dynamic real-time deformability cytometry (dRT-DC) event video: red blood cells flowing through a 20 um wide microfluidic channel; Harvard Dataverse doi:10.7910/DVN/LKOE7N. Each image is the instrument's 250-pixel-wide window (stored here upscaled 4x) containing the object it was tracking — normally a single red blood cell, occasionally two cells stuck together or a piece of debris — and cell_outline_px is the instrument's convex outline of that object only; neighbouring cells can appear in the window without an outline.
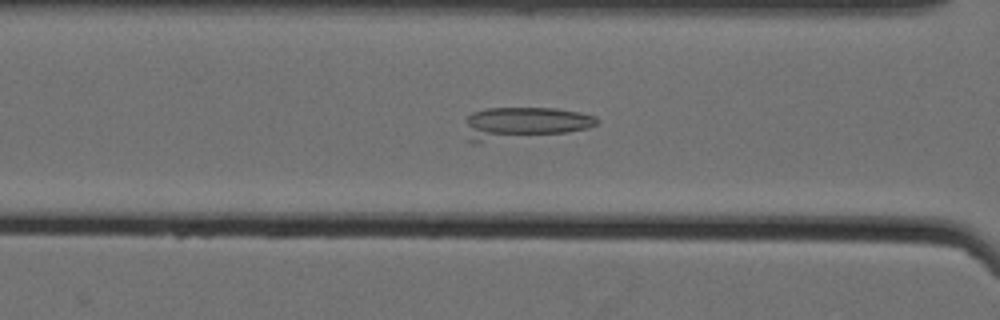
{"species": "Egyptian fruit bat (a non-hibernating species)", "species_latin": "Rousettus aegyptiacus", "temperature_condition": "cold", "stored_images_in_passage": 35, "camera_frame_rate_fps": 3000, "um_per_image_px": 0.085, "animal": {"sex": "female"}, "frame": {"image": 1, "passage_image": 8, "time_ms": 2.333, "image_size_px": [1000, 320], "cell_outline_px": [[600, 120], [596, 124], [588, 128], [568, 132], [480, 144], [472, 144], [468, 140], [464, 120], [472, 112], [484, 108], [556, 108], [580, 112], [596, 116]], "centroid_in_image_um": [44.46, 10.49], "position_along_channel_um": 122.1, "area_um2": 25.43}}
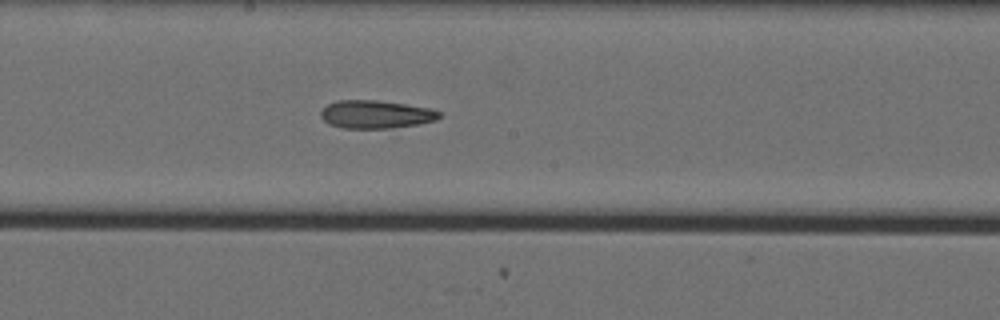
{"frame": {"image": 2, "passage_image": 16, "time_ms": 5.0, "image_size_px": [1000, 320], "cell_outline_px": [[440, 116], [436, 120], [416, 124], [388, 128], [344, 128], [328, 124], [320, 116], [320, 112], [328, 104], [336, 100], [376, 100], [404, 104], [428, 108], [440, 112]], "centroid_in_image_um": [31.89, 9.71], "position_along_channel_um": 216.3, "area_um2": 19.13}}
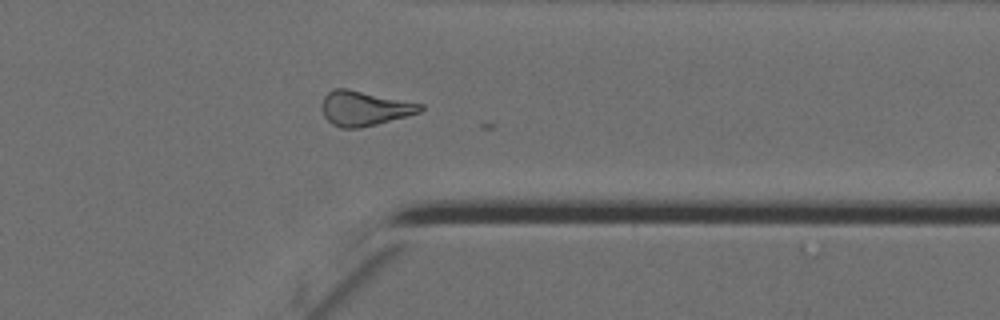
{"frame": {"image": 3, "passage_image": 30, "time_ms": 9.667, "image_size_px": [1000, 320], "cell_outline_px": [[424, 108], [420, 112], [376, 124], [360, 128], [340, 128], [332, 124], [324, 116], [320, 108], [324, 96], [328, 92], [336, 88], [348, 88], [424, 104]], "centroid_in_image_um": [30.95, 9.2], "position_along_channel_um": 380.5, "area_um2": 20.0}}